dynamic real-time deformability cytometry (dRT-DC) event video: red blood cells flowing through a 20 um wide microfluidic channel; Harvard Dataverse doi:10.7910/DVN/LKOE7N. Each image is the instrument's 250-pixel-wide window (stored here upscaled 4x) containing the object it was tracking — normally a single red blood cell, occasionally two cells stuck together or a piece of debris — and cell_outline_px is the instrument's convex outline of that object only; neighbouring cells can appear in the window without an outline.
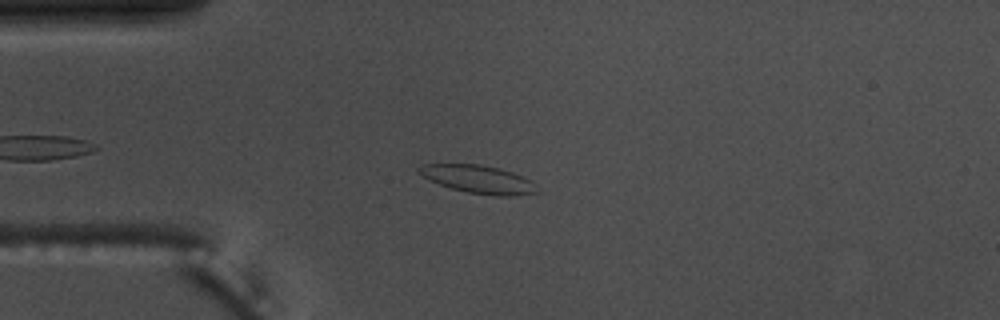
{"species": "common noctule bat (a hibernating species)", "species_latin": "Nyctalus noctula", "temperature_condition": "warm", "stored_images_in_passage": 39, "camera_frame_rate_fps": 3000, "um_per_image_px": 0.085, "animal": {"sex": "male", "body_mass_g": 17.5, "forearm_length_mm": 52.3}, "frame": {"image": 1, "passage_image": 1, "time_ms": 0.0, "image_size_px": [1000, 320], "cell_outline_px": [[540, 192], [512, 196], [492, 196], [468, 192], [452, 188], [440, 184], [416, 172], [416, 168], [420, 164], [480, 164], [500, 168], [524, 176], [532, 180]], "centroid_in_image_um": [40.7, 15.23], "position_along_channel_um": 44.3, "area_um2": 19.42}}
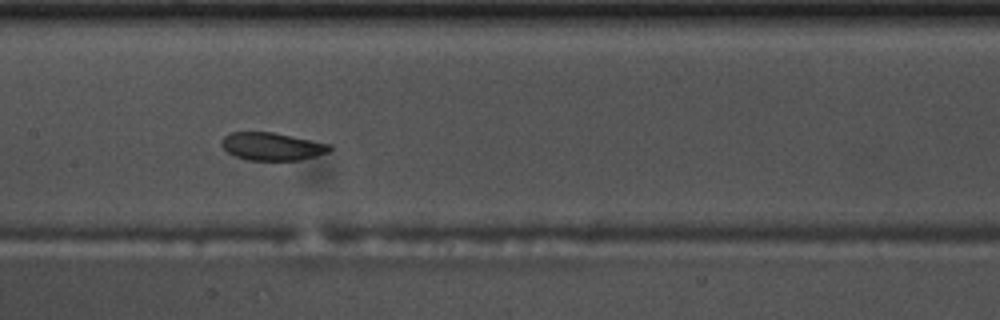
{"frame": {"image": 2, "passage_image": 14, "time_ms": 4.333, "image_size_px": [1000, 320], "cell_outline_px": [[332, 148], [328, 152], [296, 160], [248, 160], [236, 156], [228, 152], [220, 144], [224, 136], [232, 132], [272, 132], [332, 144]], "centroid_in_image_um": [23.11, 12.44], "position_along_channel_um": 184.3, "area_um2": 17.28}}
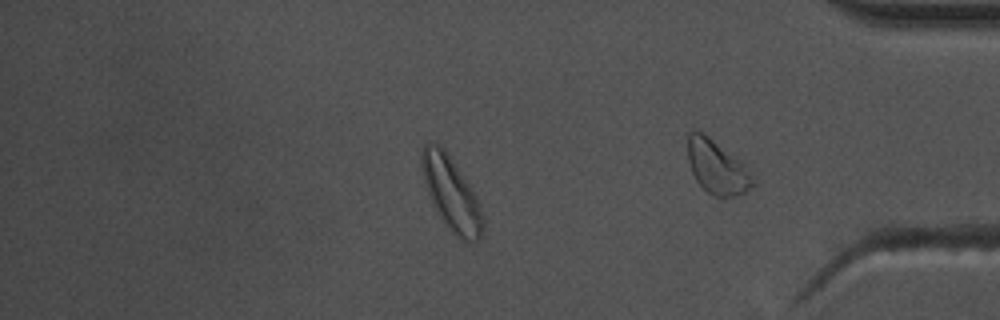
{"frame": {"image": 3, "passage_image": 30, "time_ms": 9.667, "image_size_px": [1000, 320], "cell_outline_px": [[484, 224], [480, 240], [464, 240], [456, 236], [448, 228], [436, 212], [428, 192], [424, 180], [420, 164], [420, 148], [428, 140], [440, 144], [444, 148], [464, 176], [476, 200], [484, 220]], "centroid_in_image_um": [38.3, 16.39], "position_along_channel_um": 396.9, "area_um2": 26.01}, "authors_computed_cell_mechanics": {"area_um2": 18.3226, "velocity_mm_per_s": 3.6457, "shape_relaxation_time_tau1_ms": null, "shape_relaxation_time_tau2_ms": 3.0672, "deformation_change_tau1": null, "deformation_change_tau2": 0.0814}}